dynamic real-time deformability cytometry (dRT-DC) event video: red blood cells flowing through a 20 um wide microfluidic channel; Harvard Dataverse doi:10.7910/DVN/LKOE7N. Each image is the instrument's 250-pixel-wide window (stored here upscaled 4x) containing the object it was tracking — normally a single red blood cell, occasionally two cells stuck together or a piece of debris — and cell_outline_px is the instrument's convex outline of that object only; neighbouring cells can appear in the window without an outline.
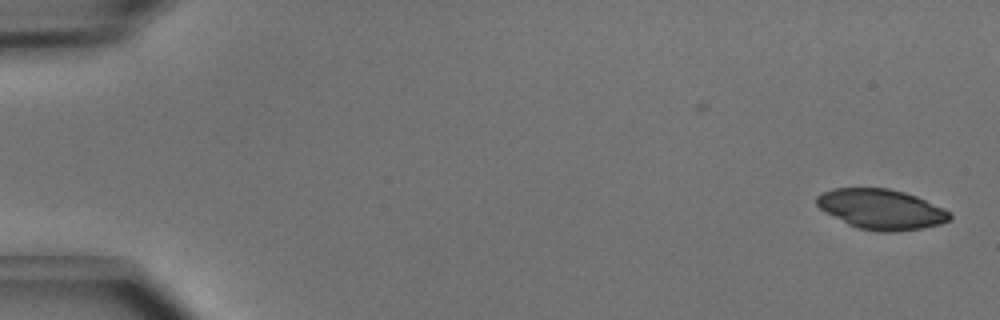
{"species": "common noctule bat (a hibernating species)", "species_latin": "Nyctalus noctula", "temperature_condition": "cold", "stored_images_in_passage": 6, "segment_of_instrument_passage": [2, 2], "camera_frame_rate_fps": 3000, "um_per_image_px": 0.085, "animal": {"sex": "male", "body_mass_g": 15.6}, "frame": {"image": 1, "passage_image": 6, "time_ms": 1.667, "image_size_px": [1000, 320], "cell_outline_px": [[952, 216], [948, 220], [940, 224], [920, 228], [896, 232], [876, 232], [860, 228], [848, 224], [824, 212], [816, 204], [816, 196], [832, 188], [888, 188], [904, 192], [916, 196], [948, 212]], "centroid_in_image_um": [74.84, 17.79], "position_along_channel_um": 10.2, "area_um2": 30.81}}